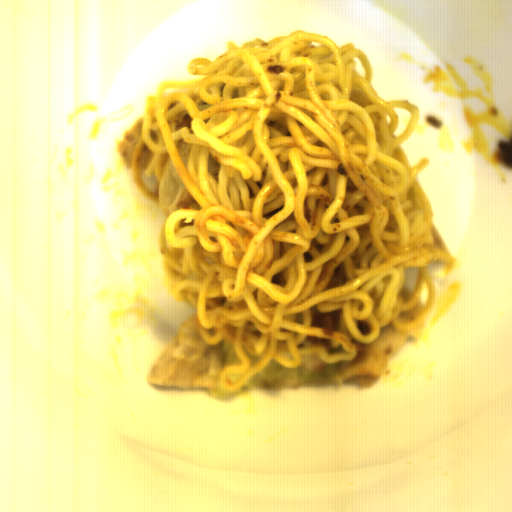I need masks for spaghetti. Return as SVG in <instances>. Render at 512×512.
<instances>
[{
  "label": "spaghetti",
  "instance_id": "1",
  "mask_svg": "<svg viewBox=\"0 0 512 512\" xmlns=\"http://www.w3.org/2000/svg\"><path fill=\"white\" fill-rule=\"evenodd\" d=\"M210 61L193 57L189 81L147 95L131 154L132 179L171 165L199 210L169 213L158 232L164 287L190 303L206 344H233L219 387L240 389L272 360L332 365L358 355L345 334L313 325L341 309L345 330L373 343L390 322L418 330L437 302L431 262L453 263L401 146L420 109L384 101L364 50L304 29L255 38Z\"/></svg>",
  "mask_w": 512,
  "mask_h": 512
}]
</instances>
